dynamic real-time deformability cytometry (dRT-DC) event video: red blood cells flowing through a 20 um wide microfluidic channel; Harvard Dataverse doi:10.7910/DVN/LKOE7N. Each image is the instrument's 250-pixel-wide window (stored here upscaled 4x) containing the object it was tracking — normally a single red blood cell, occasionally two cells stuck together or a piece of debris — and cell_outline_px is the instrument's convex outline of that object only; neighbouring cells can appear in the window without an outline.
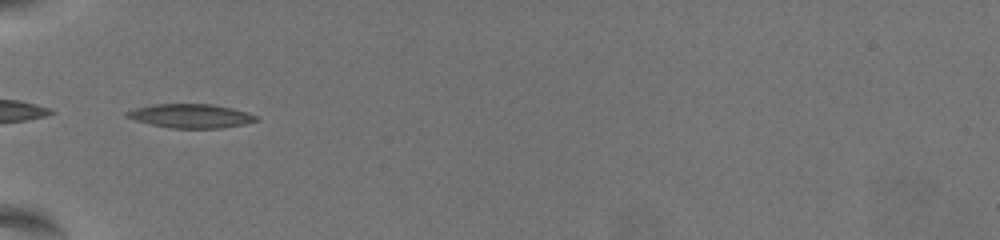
{"species": "common noctule bat (a hibernating species)", "species_latin": "Nyctalus noctula", "temperature_condition": "warm", "stored_images_in_passage": 38, "camera_frame_rate_fps": 3000, "um_per_image_px": 0.085, "animal": {"sex": "female", "body_mass_g": 19.5, "forearm_length_mm": 54.1}, "frame": {"image": 1, "passage_image": 1, "time_ms": 0.0, "image_size_px": [1000, 240], "cell_outline_px": [[260, 120], [244, 124], [220, 128], [172, 128], [152, 124], [136, 120], [124, 116], [124, 112], [136, 108], [152, 104], [212, 104], [232, 108], [248, 112], [256, 116]], "centroid_in_image_um": [16.22, 9.85], "position_along_channel_um": 68.8, "area_um2": 17.98}}
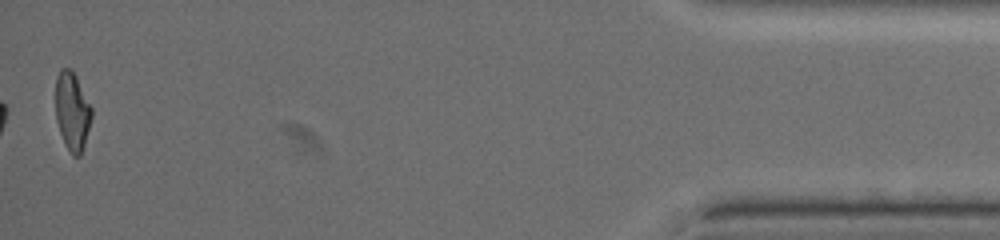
{"frame": {"image": 2, "passage_image": 38, "time_ms": 12.333, "image_size_px": [1000, 240], "cell_outline_px": [[92, 116], [84, 144], [80, 156], [72, 156], [64, 144], [56, 120], [56, 76], [60, 68], [72, 68], [92, 108]], "centroid_in_image_um": [6.13, 9.44], "position_along_channel_um": 429.1, "area_um2": 16.47}, "authors_computed_cell_mechanics": {"area_um2": 17.34, "velocity_mm_per_s": 3.5685, "shape_relaxation_time_tau1_ms": 5.2936, "shape_relaxation_time_tau2_ms": 3.965, "deformation_change_tau1": 0.1919, "deformation_change_tau2": 0.1108}}